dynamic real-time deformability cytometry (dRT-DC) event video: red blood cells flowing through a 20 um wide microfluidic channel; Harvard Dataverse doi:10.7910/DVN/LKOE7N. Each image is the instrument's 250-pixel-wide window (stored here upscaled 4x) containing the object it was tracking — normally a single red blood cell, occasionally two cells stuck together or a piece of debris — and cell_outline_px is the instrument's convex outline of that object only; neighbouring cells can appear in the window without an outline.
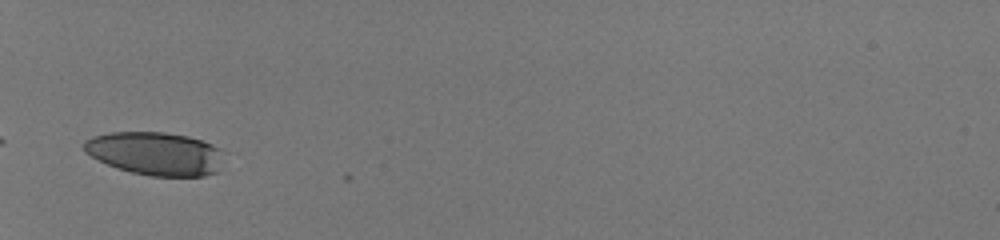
{"species": "human", "species_latin": "Homo sapiens", "temperature_condition": "room temperature", "stored_images_in_passage": 22, "camera_frame_rate_fps": 3000, "um_per_image_px": 0.085, "donor": {"sex": "male"}, "frame": {"image": 1, "passage_image": 1, "time_ms": 0.0, "image_size_px": [1000, 240], "cell_outline_px": [[228, 152], [220, 172], [204, 176], [148, 176], [116, 168], [84, 152], [84, 140], [92, 136], [112, 132], [164, 132], [188, 136], [212, 144]], "centroid_in_image_um": [13.32, 13.06], "position_along_channel_um": 71.7, "area_um2": 35.89}}
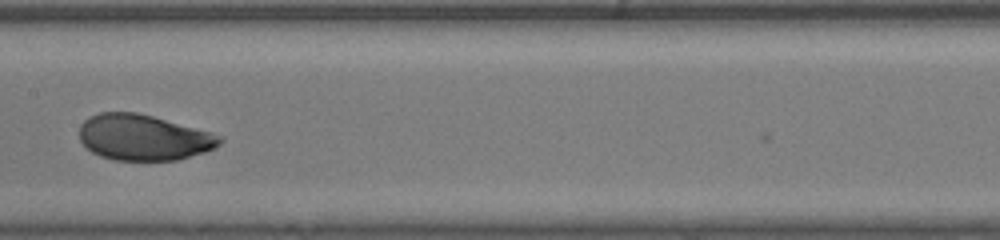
{"frame": {"image": 2, "passage_image": 11, "time_ms": 3.333, "image_size_px": [1000, 240], "cell_outline_px": [[224, 140], [220, 144], [204, 152], [176, 160], [116, 160], [100, 156], [92, 152], [80, 140], [80, 124], [84, 120], [100, 112], [136, 112], [152, 116], [212, 132], [224, 136]], "centroid_in_image_um": [12.21, 11.68], "position_along_channel_um": 195.2, "area_um2": 37.34}}
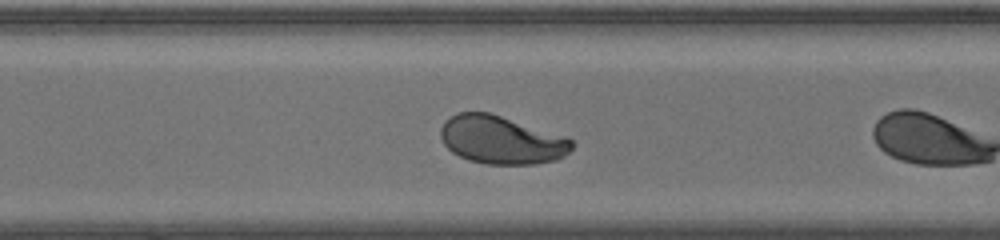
{"frame": {"image": 3, "passage_image": 18, "time_ms": 5.667, "image_size_px": [1000, 240], "cell_outline_px": [[572, 148], [564, 156], [556, 160], [532, 164], [484, 164], [468, 160], [452, 152], [444, 144], [440, 136], [440, 128], [444, 120], [456, 112], [488, 112], [564, 136], [572, 140]], "centroid_in_image_um": [42.56, 11.89], "position_along_channel_um": 328.0, "area_um2": 36.65}}